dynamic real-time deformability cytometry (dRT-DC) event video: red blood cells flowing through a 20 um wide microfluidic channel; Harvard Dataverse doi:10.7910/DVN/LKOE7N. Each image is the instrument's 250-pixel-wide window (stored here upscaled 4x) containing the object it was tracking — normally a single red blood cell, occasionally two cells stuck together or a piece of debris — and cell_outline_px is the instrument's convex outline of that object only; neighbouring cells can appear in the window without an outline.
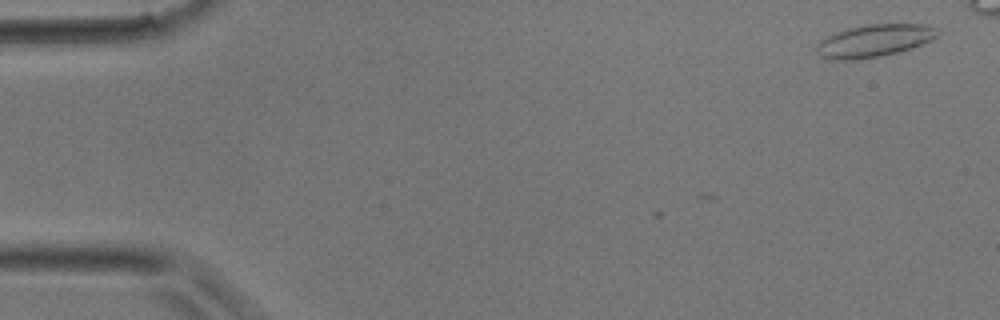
{"species": "common noctule bat (a hibernating species)", "species_latin": "Nyctalus noctula", "temperature_condition": "room temperature", "stored_images_in_passage": 2, "camera_frame_rate_fps": 3000, "um_per_image_px": 0.085, "animal": {"sex": "male", "body_mass_g": 17.9}, "frame": {"image": 1, "passage_image": 2, "time_ms": 0.333, "image_size_px": [1000, 320], "cell_outline_px": [[936, 36], [932, 40], [896, 52], [880, 56], [852, 60], [832, 60], [820, 56], [816, 52], [816, 44], [820, 40], [836, 32], [848, 28], [868, 24], [924, 24], [936, 28]], "centroid_in_image_um": [74.24, 3.46], "position_along_channel_um": 10.8, "area_um2": 22.6}}